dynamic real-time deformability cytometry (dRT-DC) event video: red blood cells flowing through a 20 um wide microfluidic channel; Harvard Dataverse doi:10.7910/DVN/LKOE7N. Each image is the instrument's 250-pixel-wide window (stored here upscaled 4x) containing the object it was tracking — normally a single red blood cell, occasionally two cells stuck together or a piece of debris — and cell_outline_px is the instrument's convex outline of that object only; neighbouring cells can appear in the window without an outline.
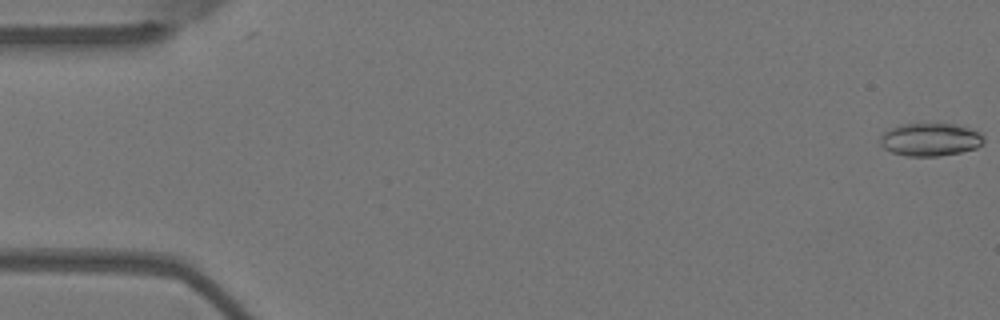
{"species": "Egyptian fruit bat (a non-hibernating species)", "species_latin": "Rousettus aegyptiacus", "temperature_condition": "warm", "stored_images_in_passage": 6, "camera_frame_rate_fps": 3000, "um_per_image_px": 0.085, "animal": {"sex": "female"}, "frame": {"image": 1, "passage_image": 1, "time_ms": 0.0, "image_size_px": [1000, 320], "cell_outline_px": [[984, 144], [976, 148], [960, 152], [940, 156], [908, 156], [892, 152], [884, 148], [880, 144], [880, 136], [888, 128], [900, 124], [936, 120], [956, 124], [980, 132], [984, 136]], "centroid_in_image_um": [79.07, 11.8], "position_along_channel_um": 5.9, "area_um2": 20.81}}